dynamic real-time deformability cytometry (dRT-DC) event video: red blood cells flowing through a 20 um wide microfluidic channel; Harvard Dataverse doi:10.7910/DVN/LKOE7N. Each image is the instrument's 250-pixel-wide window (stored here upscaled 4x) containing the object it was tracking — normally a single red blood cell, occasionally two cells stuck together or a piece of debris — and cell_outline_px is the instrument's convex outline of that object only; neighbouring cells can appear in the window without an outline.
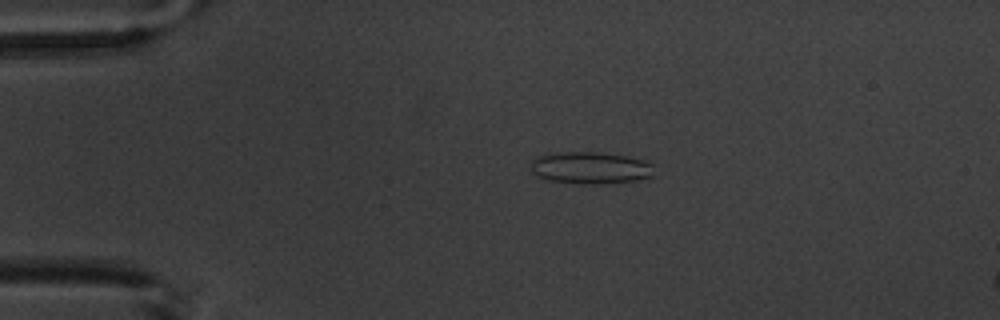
{"species": "common noctule bat (a hibernating species)", "species_latin": "Nyctalus noctula", "temperature_condition": "warm", "stored_images_in_passage": 6, "camera_frame_rate_fps": 3000, "um_per_image_px": 0.085, "animal": {"sex": "male", "body_mass_g": 20.1, "forearm_length_mm": 53.5}, "frame": {"image": 1, "passage_image": 3, "time_ms": 2.333, "image_size_px": [1000, 320], "cell_outline_px": [[656, 176], [636, 180], [596, 184], [588, 184], [548, 180], [536, 176], [528, 168], [532, 160], [536, 156], [548, 152], [600, 152], [628, 156], [644, 160], [652, 164]], "centroid_in_image_um": [50.15, 14.25], "position_along_channel_um": 34.8, "area_um2": 23.47}}